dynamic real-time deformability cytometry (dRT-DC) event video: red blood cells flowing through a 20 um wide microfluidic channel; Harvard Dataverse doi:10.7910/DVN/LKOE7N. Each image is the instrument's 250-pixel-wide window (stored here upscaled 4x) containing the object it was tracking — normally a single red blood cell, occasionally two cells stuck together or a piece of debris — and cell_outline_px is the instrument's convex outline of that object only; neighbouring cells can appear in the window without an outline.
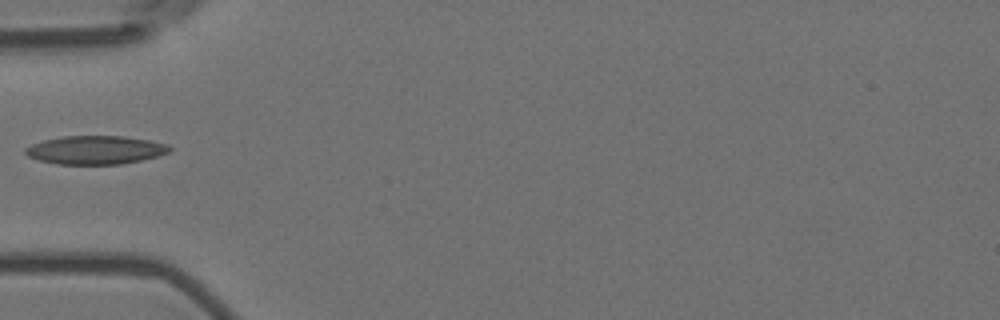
{"species": "Egyptian fruit bat (a non-hibernating species)", "species_latin": "Rousettus aegyptiacus", "temperature_condition": "room temperature", "stored_images_in_passage": 1, "camera_frame_rate_fps": 3000, "um_per_image_px": 0.085, "animal": {"sex": "female"}, "frame": {"image": 1, "passage_image": 1, "time_ms": 0.0, "image_size_px": [1000, 320], "cell_outline_px": [[172, 148], [168, 152], [160, 156], [120, 164], [56, 164], [40, 160], [28, 156], [24, 152], [24, 148], [32, 144], [44, 140], [64, 136], [120, 136], [148, 140], [168, 144]], "centroid_in_image_um": [8.11, 12.75], "position_along_channel_um": 76.9, "area_um2": 23.81}}